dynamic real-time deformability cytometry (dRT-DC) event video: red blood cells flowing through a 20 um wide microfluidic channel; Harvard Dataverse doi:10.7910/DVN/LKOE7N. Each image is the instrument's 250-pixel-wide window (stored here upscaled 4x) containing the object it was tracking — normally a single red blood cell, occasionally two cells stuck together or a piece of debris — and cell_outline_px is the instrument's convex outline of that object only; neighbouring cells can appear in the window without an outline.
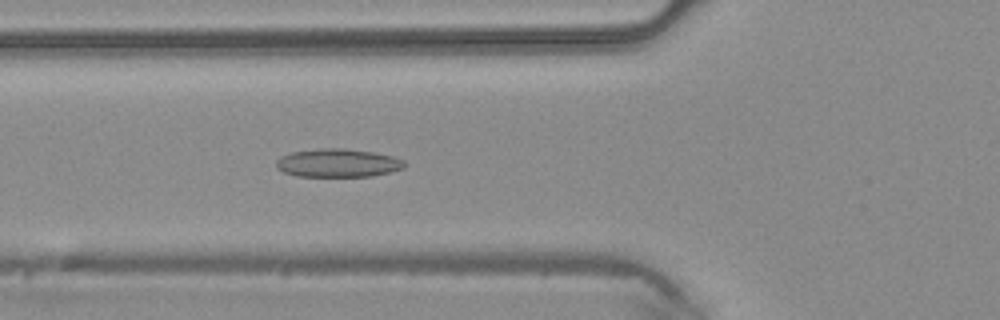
{"species": "common noctule bat (a hibernating species)", "species_latin": "Nyctalus noctula", "temperature_condition": "warm", "stored_images_in_passage": 46, "camera_frame_rate_fps": 3000, "um_per_image_px": 0.085, "animal": {"sex": "male", "body_mass_g": 20.4}, "frame": {"image": 1, "passage_image": 17, "time_ms": 5.333, "image_size_px": [1000, 320], "cell_outline_px": [[404, 168], [392, 172], [372, 176], [296, 176], [284, 172], [276, 168], [276, 160], [280, 156], [292, 152], [320, 148], [344, 148], [372, 152], [392, 156], [404, 160]], "centroid_in_image_um": [28.7, 13.85], "position_along_channel_um": 97.1, "area_um2": 21.21}}
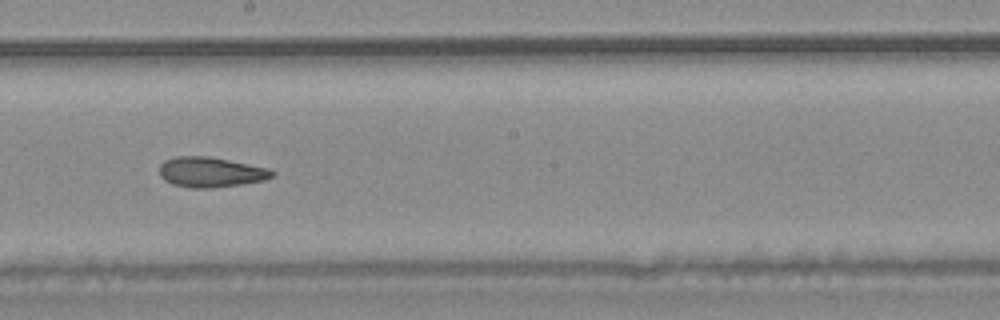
{"frame": {"image": 2, "passage_image": 26, "time_ms": 8.333, "image_size_px": [1000, 320], "cell_outline_px": [[276, 176], [264, 180], [240, 184], [212, 188], [192, 188], [172, 184], [164, 180], [160, 176], [160, 164], [164, 160], [176, 156], [208, 156], [272, 168], [276, 172]], "centroid_in_image_um": [17.95, 14.62], "position_along_channel_um": 230.3, "area_um2": 20.06}}
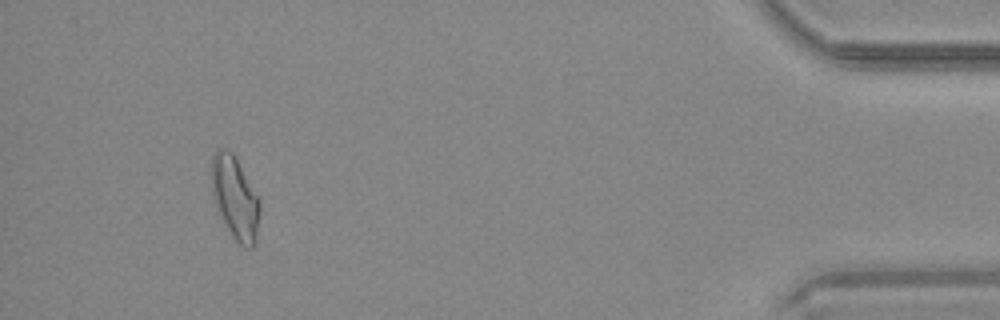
{"frame": {"image": 3, "passage_image": 43, "time_ms": 14.0, "image_size_px": [1000, 320], "cell_outline_px": [[260, 208], [256, 244], [252, 248], [244, 248], [232, 236], [220, 212], [212, 192], [212, 156], [216, 148], [224, 148], [232, 152], [260, 200]], "centroid_in_image_um": [20.01, 16.82], "position_along_channel_um": 415.2, "area_um2": 22.83}}